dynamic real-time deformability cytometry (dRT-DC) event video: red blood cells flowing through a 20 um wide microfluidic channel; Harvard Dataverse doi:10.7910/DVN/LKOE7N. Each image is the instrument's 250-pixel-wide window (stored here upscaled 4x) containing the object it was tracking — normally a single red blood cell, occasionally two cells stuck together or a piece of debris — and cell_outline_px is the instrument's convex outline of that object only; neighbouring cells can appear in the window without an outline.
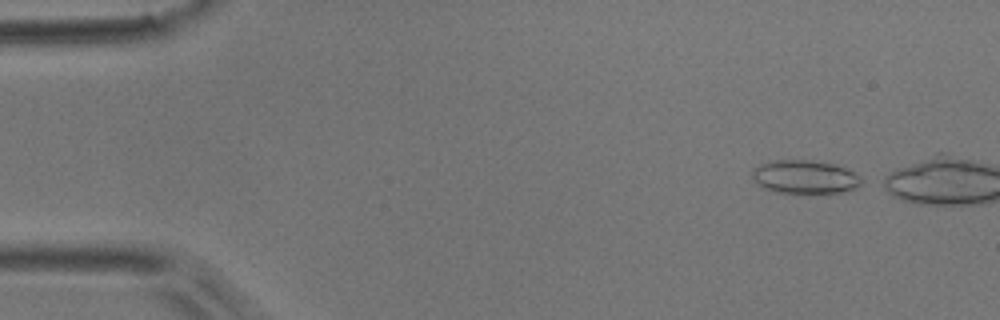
{"species": "common noctule bat (a hibernating species)", "species_latin": "Nyctalus noctula", "temperature_condition": "room temperature", "stored_images_in_passage": 3, "camera_frame_rate_fps": 3000, "um_per_image_px": 0.085, "animal": {"sex": "male", "body_mass_g": 17.9}, "frame": {"image": 1, "passage_image": 1, "time_ms": 0.0, "image_size_px": [1000, 320], "cell_outline_px": [[860, 184], [856, 188], [844, 192], [776, 192], [764, 188], [756, 184], [752, 176], [752, 172], [760, 164], [772, 160], [812, 160], [836, 164], [856, 172], [860, 176]], "centroid_in_image_um": [68.42, 15.02], "position_along_channel_um": 16.6, "area_um2": 21.21}}